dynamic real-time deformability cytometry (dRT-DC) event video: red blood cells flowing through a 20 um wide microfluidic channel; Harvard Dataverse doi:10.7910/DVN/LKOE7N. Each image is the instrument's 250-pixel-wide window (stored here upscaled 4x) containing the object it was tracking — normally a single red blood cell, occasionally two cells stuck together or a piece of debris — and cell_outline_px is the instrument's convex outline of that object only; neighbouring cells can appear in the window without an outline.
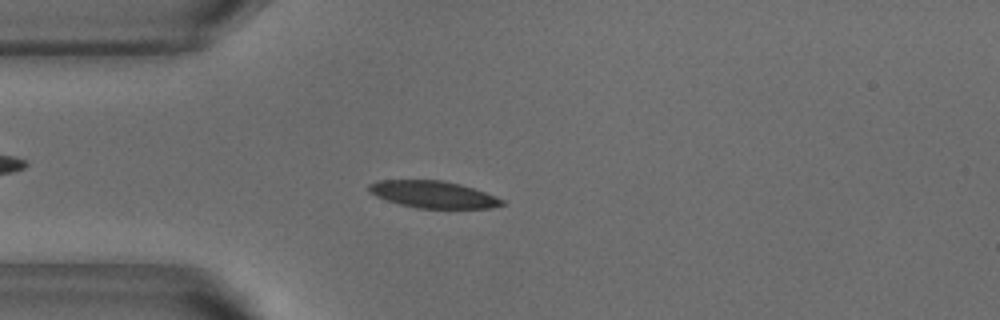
{"species": "common noctule bat (a hibernating species)", "species_latin": "Nyctalus noctula", "temperature_condition": "warm", "stored_images_in_passage": 48, "camera_frame_rate_fps": 3000, "um_per_image_px": 0.085, "animal": {"sex": "male", "body_mass_g": 18.8}, "frame": {"image": 1, "passage_image": 9, "time_ms": 2.667, "image_size_px": [1000, 320], "cell_outline_px": [[504, 204], [492, 208], [416, 208], [400, 204], [376, 196], [368, 192], [368, 184], [376, 180], [440, 180], [460, 184], [484, 192], [504, 200]], "centroid_in_image_um": [36.78, 16.52], "position_along_channel_um": 48.2, "area_um2": 20.81}}
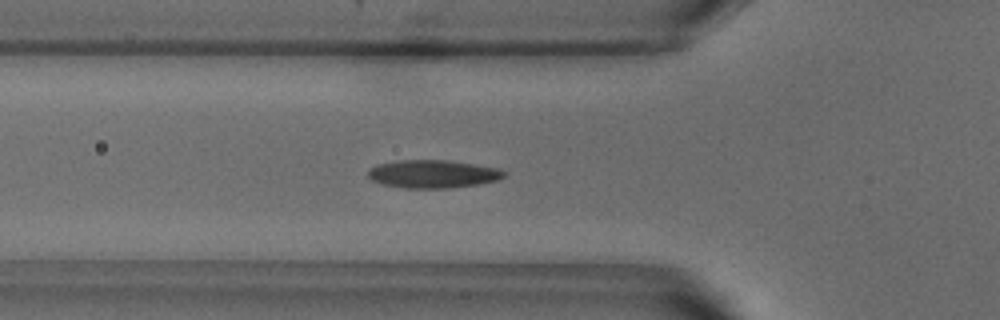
{"frame": {"image": 2, "passage_image": 13, "time_ms": 4.0, "image_size_px": [1000, 320], "cell_outline_px": [[504, 176], [496, 180], [480, 184], [448, 188], [404, 188], [384, 184], [372, 180], [368, 176], [368, 168], [376, 164], [400, 160], [448, 160], [496, 168], [504, 172]], "centroid_in_image_um": [36.73, 14.78], "position_along_channel_um": 89.1, "area_um2": 22.02}}
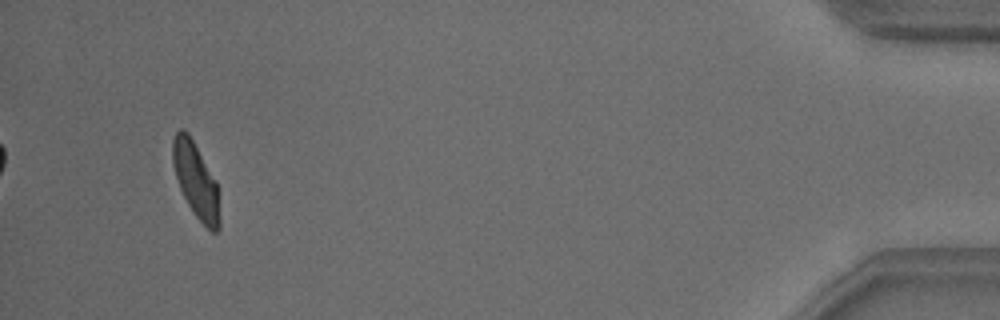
{"frame": {"image": 3, "passage_image": 45, "time_ms": 14.667, "image_size_px": [1000, 320], "cell_outline_px": [[220, 228], [216, 232], [212, 232], [196, 216], [188, 204], [180, 188], [172, 164], [172, 140], [176, 132], [180, 128], [184, 128], [188, 132], [216, 180], [220, 220]], "centroid_in_image_um": [16.64, 15.3], "position_along_channel_um": 418.6, "area_um2": 20.4}, "authors_computed_cell_mechanics": {"area_um2": 21.4727, "velocity_mm_per_s": 3.8142, "shape_relaxation_time_tau1_ms": 3.2711, "shape_relaxation_time_tau2_ms": 1.4106, "deformation_change_tau1": 0.1348, "deformation_change_tau2": 0.062}}